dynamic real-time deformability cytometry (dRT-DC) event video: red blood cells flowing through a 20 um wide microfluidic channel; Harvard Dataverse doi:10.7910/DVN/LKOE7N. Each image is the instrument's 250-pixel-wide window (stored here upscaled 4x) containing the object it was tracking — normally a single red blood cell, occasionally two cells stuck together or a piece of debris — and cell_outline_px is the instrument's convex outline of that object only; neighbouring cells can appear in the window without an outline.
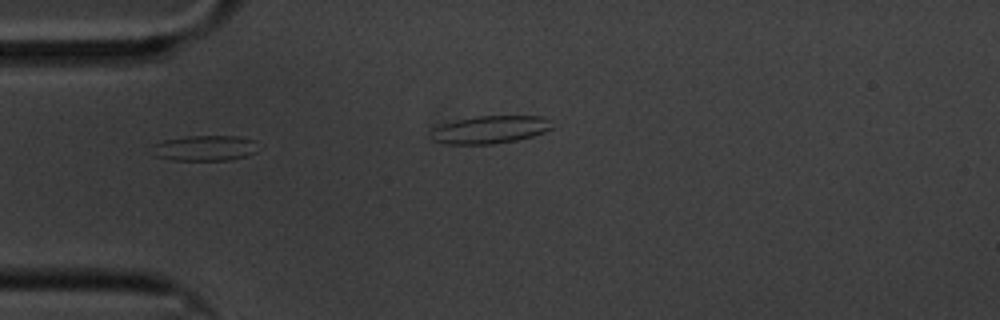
{"species": "common noctule bat (a hibernating species)", "species_latin": "Nyctalus noctula", "temperature_condition": "cold", "stored_images_in_passage": 7, "camera_frame_rate_fps": 3000, "um_per_image_px": 0.085, "animal": {"sex": "male", "body_mass_g": 20.1, "forearm_length_mm": 53.5}, "frame": {"image": 1, "passage_image": 1, "time_ms": 0.0, "image_size_px": [1000, 320], "cell_outline_px": [[256, 152], [248, 156], [228, 160], [172, 160], [156, 156], [152, 144], [164, 140], [184, 136], [236, 136], [256, 140]], "centroid_in_image_um": [17.44, 12.58], "position_along_channel_um": 67.6, "area_um2": 15.78}}
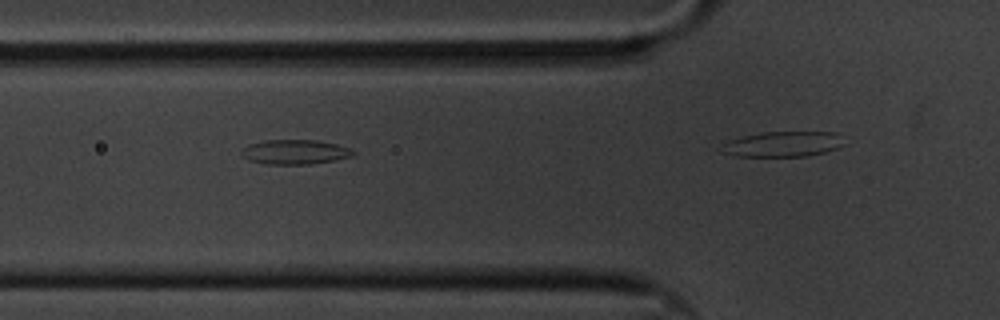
{"frame": {"image": 2, "passage_image": 4, "time_ms": 1.0, "image_size_px": [1000, 320], "cell_outline_px": [[356, 152], [352, 156], [332, 160], [308, 164], [268, 164], [248, 160], [240, 152], [248, 144], [264, 140], [316, 140], [336, 144], [348, 148]], "centroid_in_image_um": [25.04, 12.91], "position_along_channel_um": 100.8, "area_um2": 15.78}}